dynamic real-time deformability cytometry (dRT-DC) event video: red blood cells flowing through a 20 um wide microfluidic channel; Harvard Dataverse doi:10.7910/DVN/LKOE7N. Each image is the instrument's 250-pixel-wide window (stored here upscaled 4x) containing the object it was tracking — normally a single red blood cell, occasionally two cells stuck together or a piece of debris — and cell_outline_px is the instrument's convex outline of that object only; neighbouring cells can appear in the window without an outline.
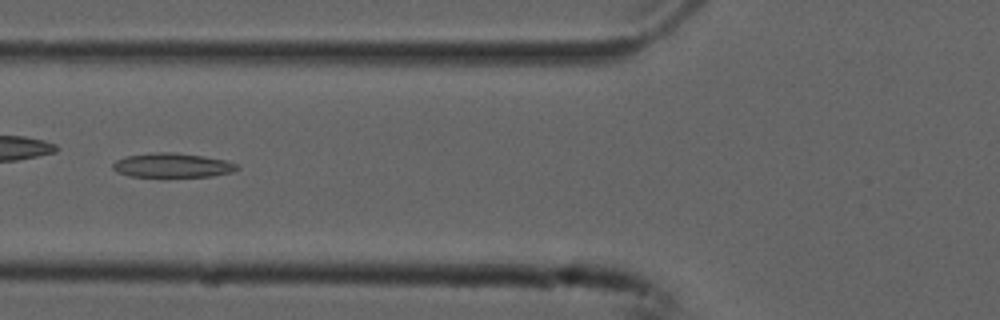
{"species": "common noctule bat (a hibernating species)", "species_latin": "Nyctalus noctula", "temperature_condition": "cold", "stored_images_in_passage": 36, "camera_frame_rate_fps": 3000, "um_per_image_px": 0.085, "animal": {"sex": "male", "forearm_length_mm": 52.5}, "frame": {"image": 1, "passage_image": 6, "time_ms": 1.667, "image_size_px": [1000, 320], "cell_outline_px": [[240, 168], [232, 172], [212, 176], [132, 176], [116, 172], [112, 168], [112, 164], [116, 160], [124, 156], [152, 152], [176, 152], [204, 156], [228, 160], [236, 164]], "centroid_in_image_um": [14.65, 14.03], "position_along_channel_um": 111.2, "area_um2": 17.69}, "authors_computed_cell_mechanics": {"area_um2": 17.629, "velocity_mm_per_s": 3.7644, "shape_relaxation_time_tau1_ms": null, "shape_relaxation_time_tau2_ms": 11.0679, "deformation_change_tau1": null, "deformation_change_tau2": 0.2649}}